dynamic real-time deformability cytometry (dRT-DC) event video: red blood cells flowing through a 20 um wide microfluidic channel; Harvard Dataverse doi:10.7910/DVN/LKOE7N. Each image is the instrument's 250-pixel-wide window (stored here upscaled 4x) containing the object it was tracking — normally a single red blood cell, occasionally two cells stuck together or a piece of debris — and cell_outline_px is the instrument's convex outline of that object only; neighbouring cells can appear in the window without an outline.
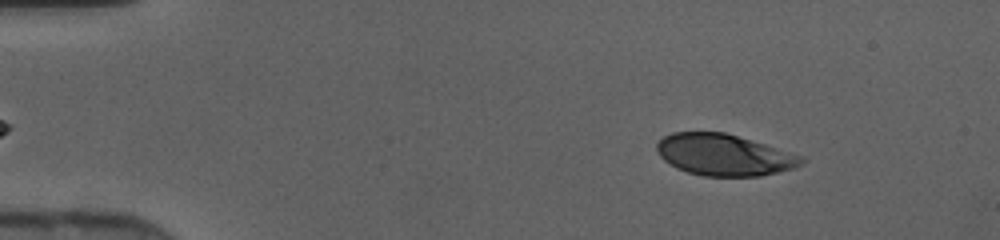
{"species": "human", "species_latin": "Homo sapiens", "temperature_condition": "cold", "stored_images_in_passage": 44, "camera_frame_rate_fps": 3000, "um_per_image_px": 0.085, "donor": {"sex": "female"}, "frame": {"image": 1, "passage_image": 5, "time_ms": 1.333, "image_size_px": [1000, 240], "cell_outline_px": [[808, 160], [804, 164], [792, 168], [760, 176], [704, 176], [688, 172], [676, 168], [664, 160], [660, 156], [656, 148], [656, 144], [664, 136], [672, 132], [724, 132], [804, 156]], "centroid_in_image_um": [61.55, 13.17], "position_along_channel_um": 23.4, "area_um2": 34.85}}
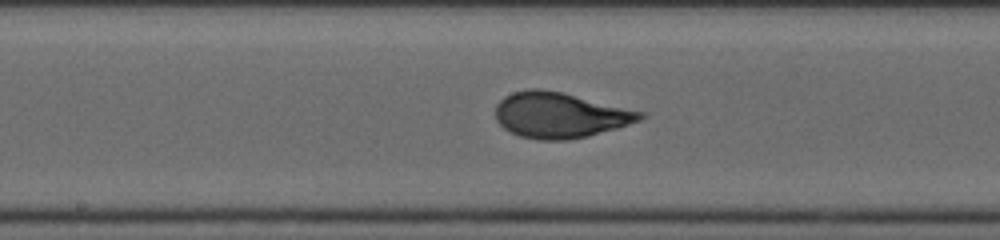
{"frame": {"image": 2, "passage_image": 23, "time_ms": 7.333, "image_size_px": [1000, 240], "cell_outline_px": [[648, 112], [640, 120], [616, 128], [588, 136], [568, 140], [540, 140], [520, 136], [504, 128], [496, 120], [496, 104], [504, 96], [512, 92], [532, 88], [540, 88], [560, 92]], "centroid_in_image_um": [47.6, 9.78], "position_along_channel_um": 200.6, "area_um2": 38.38}}
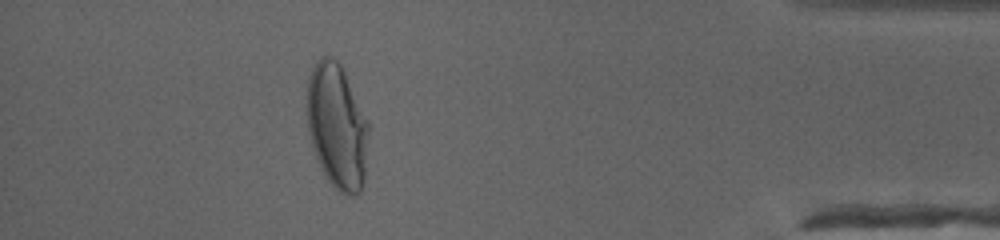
{"frame": {"image": 3, "passage_image": 40, "time_ms": 13.0, "image_size_px": [1000, 240], "cell_outline_px": [[372, 124], [364, 184], [360, 192], [352, 196], [340, 192], [324, 176], [316, 156], [308, 132], [308, 76], [316, 60], [320, 56], [332, 56], [340, 64]], "centroid_in_image_um": [28.72, 10.74], "position_along_channel_um": 406.5, "area_um2": 45.89}}